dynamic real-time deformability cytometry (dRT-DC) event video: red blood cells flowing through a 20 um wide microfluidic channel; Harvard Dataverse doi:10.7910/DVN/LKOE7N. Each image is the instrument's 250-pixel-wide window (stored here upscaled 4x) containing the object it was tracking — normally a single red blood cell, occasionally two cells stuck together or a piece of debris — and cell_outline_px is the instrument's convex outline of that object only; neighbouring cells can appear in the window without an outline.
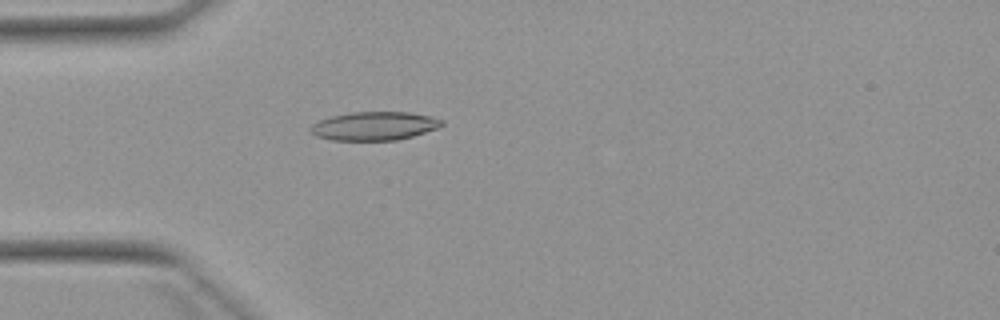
{"species": "Egyptian fruit bat (a non-hibernating species)", "species_latin": "Rousettus aegyptiacus", "temperature_condition": "warm", "stored_images_in_passage": 1, "camera_frame_rate_fps": 3000, "um_per_image_px": 0.085, "animal": {"sex": "female"}, "frame": {"image": 1, "passage_image": 1, "time_ms": 0.0, "image_size_px": [1000, 320], "cell_outline_px": [[444, 124], [440, 128], [412, 136], [396, 140], [332, 140], [316, 136], [308, 132], [308, 128], [312, 124], [320, 120], [332, 116], [352, 112], [408, 112], [432, 116], [444, 120]], "centroid_in_image_um": [31.83, 10.71], "position_along_channel_um": 53.2, "area_um2": 22.02}}